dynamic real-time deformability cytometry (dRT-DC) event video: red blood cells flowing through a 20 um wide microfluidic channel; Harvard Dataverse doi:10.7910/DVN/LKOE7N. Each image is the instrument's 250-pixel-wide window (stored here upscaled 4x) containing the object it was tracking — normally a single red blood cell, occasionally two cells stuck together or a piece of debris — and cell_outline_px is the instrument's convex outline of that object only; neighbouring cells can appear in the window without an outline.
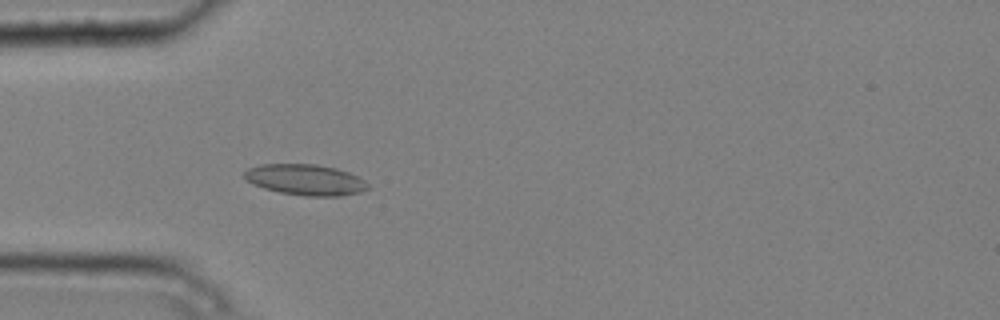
{"species": "common noctule bat (a hibernating species)", "species_latin": "Nyctalus noctula", "temperature_condition": "cold", "stored_images_in_passage": 5, "camera_frame_rate_fps": 3000, "um_per_image_px": 0.085, "animal": {"sex": "male", "body_mass_g": 20.4}, "frame": {"image": 1, "passage_image": 5, "time_ms": 1.333, "image_size_px": [1000, 320], "cell_outline_px": [[372, 188], [360, 192], [340, 196], [304, 196], [280, 192], [264, 188], [252, 184], [244, 176], [244, 172], [248, 168], [260, 164], [316, 164], [336, 168], [348, 172], [364, 180]], "centroid_in_image_um": [25.98, 15.28], "position_along_channel_um": 59.0, "area_um2": 22.25}}